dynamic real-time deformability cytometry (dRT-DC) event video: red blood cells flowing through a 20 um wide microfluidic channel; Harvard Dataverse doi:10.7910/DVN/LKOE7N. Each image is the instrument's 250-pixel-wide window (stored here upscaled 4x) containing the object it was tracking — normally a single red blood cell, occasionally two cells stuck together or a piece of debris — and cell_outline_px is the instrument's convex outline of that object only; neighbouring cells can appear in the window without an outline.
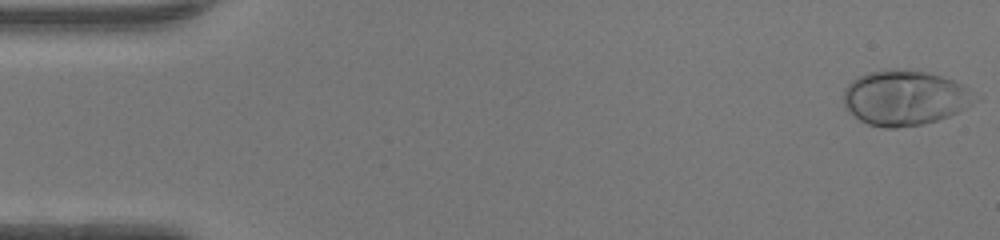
{"species": "human", "species_latin": "Homo sapiens", "temperature_condition": "warm", "stored_images_in_passage": 47, "camera_frame_rate_fps": 3000, "um_per_image_px": 0.085, "donor": {"sex": "female"}, "frame": {"image": 1, "passage_image": 1, "time_ms": 0.0, "image_size_px": [1000, 240], "cell_outline_px": [[972, 104], [948, 116], [936, 120], [920, 124], [896, 128], [884, 128], [868, 124], [860, 120], [844, 104], [844, 88], [856, 76], [868, 72], [904, 68], [924, 72], [940, 76], [952, 80], [968, 88]], "centroid_in_image_um": [76.82, 8.3], "position_along_channel_um": 8.2, "area_um2": 41.27}}
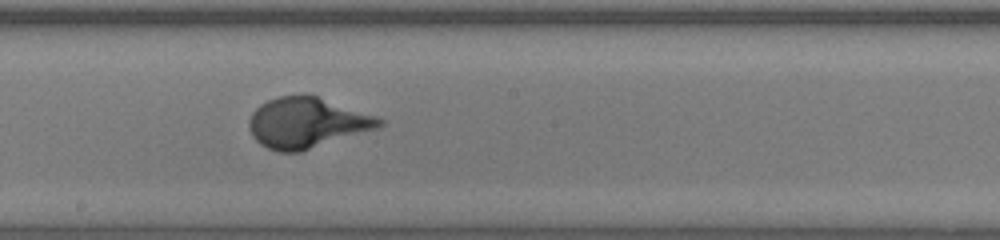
{"frame": {"image": 2, "passage_image": 26, "time_ms": 8.333, "image_size_px": [1000, 240], "cell_outline_px": [[384, 124], [380, 128], [300, 152], [280, 152], [268, 148], [260, 144], [252, 136], [248, 128], [248, 120], [252, 112], [260, 104], [276, 96], [316, 96], [376, 116], [384, 120]], "centroid_in_image_um": [26.07, 10.46], "position_along_channel_um": 222.1, "area_um2": 38.21}}
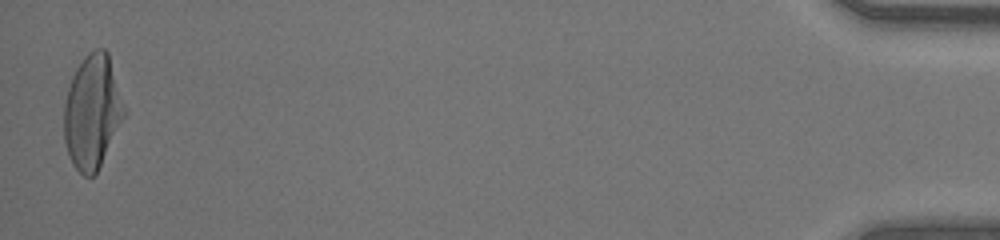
{"frame": {"image": 3, "passage_image": 47, "time_ms": 15.333, "image_size_px": [1000, 240], "cell_outline_px": [[124, 116], [96, 172], [92, 176], [84, 176], [72, 164], [68, 156], [64, 140], [64, 104], [68, 88], [72, 76], [76, 68], [84, 56], [88, 52], [96, 48], [104, 48], [108, 52], [124, 108]], "centroid_in_image_um": [7.8, 9.48], "position_along_channel_um": 427.4, "area_um2": 39.25}}